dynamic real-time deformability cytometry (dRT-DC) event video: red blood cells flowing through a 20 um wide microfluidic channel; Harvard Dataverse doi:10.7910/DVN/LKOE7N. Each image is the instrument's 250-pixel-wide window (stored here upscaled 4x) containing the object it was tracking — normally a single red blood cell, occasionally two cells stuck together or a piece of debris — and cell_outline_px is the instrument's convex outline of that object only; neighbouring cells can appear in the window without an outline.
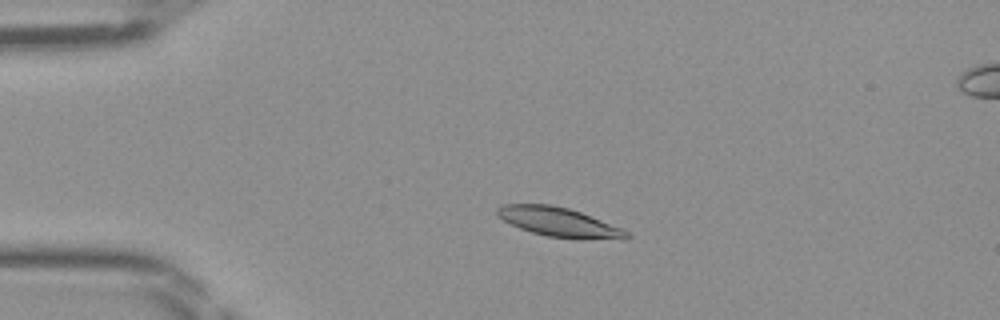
{"species": "Egyptian fruit bat (a non-hibernating species)", "species_latin": "Rousettus aegyptiacus", "temperature_condition": "room temperature", "stored_images_in_passage": 47, "camera_frame_rate_fps": 3000, "um_per_image_px": 0.085, "frame": {"image": 1, "passage_image": 10, "time_ms": 3.0, "image_size_px": [1000, 320], "cell_outline_px": [[632, 236], [628, 240], [572, 240], [548, 236], [532, 232], [520, 228], [496, 216], [496, 208], [500, 204], [552, 204], [568, 208], [580, 212], [624, 228]], "centroid_in_image_um": [47.61, 18.91], "position_along_channel_um": 37.4, "area_um2": 22.77}}
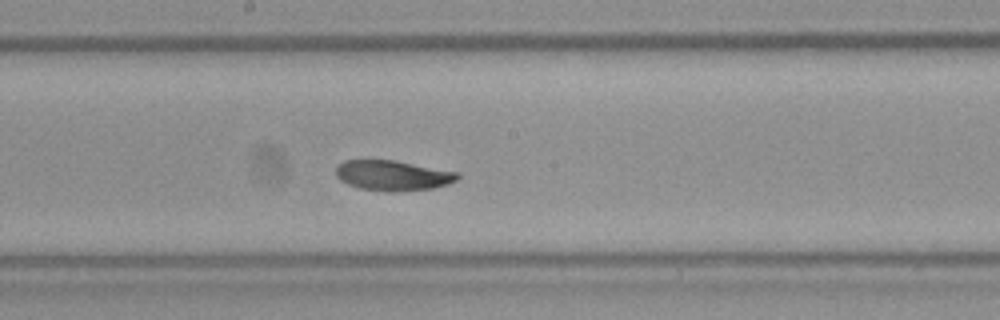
{"frame": {"image": 2, "passage_image": 25, "time_ms": 8.0, "image_size_px": [1000, 320], "cell_outline_px": [[460, 176], [456, 180], [448, 184], [432, 188], [396, 192], [388, 192], [360, 188], [348, 184], [340, 180], [336, 176], [336, 168], [344, 160], [396, 160], [460, 172]], "centroid_in_image_um": [33.41, 14.91], "position_along_channel_um": 214.8, "area_um2": 21.56}}
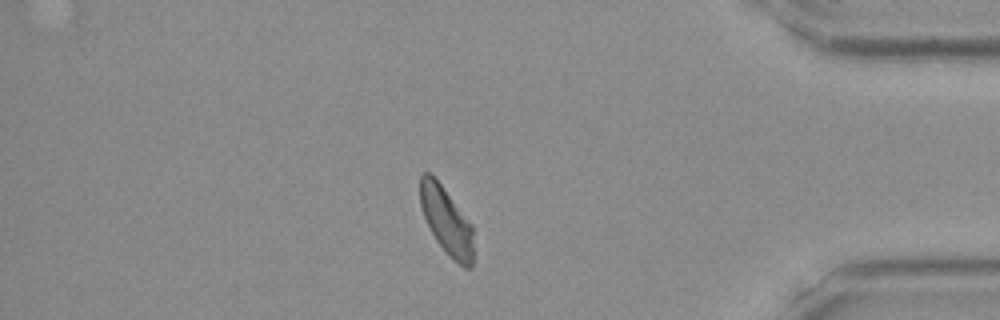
{"frame": {"image": 3, "passage_image": 40, "time_ms": 13.0, "image_size_px": [1000, 320], "cell_outline_px": [[472, 268], [464, 268], [452, 260], [448, 256], [436, 240], [424, 216], [420, 204], [420, 176], [424, 172], [428, 172], [440, 184], [472, 224]], "centroid_in_image_um": [37.95, 18.81], "position_along_channel_um": 397.3, "area_um2": 20.58}}